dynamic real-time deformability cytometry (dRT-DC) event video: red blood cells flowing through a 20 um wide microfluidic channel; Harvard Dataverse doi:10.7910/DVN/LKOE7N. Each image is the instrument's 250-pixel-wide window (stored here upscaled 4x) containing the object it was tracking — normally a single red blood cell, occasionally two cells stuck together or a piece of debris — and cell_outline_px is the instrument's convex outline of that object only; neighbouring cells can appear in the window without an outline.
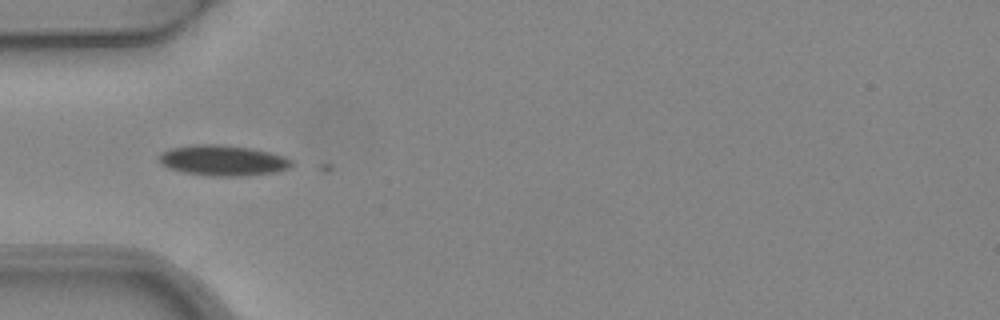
{"species": "common noctule bat (a hibernating species)", "species_latin": "Nyctalus noctula", "temperature_condition": "warm", "stored_images_in_passage": 5, "camera_frame_rate_fps": 3000, "um_per_image_px": 0.085, "animal": {"sex": "female", "body_mass_g": 24.6, "forearm_length_mm": 56.2}, "frame": {"image": 1, "passage_image": 3, "time_ms": 0.667, "image_size_px": [1000, 320], "cell_outline_px": [[292, 164], [288, 168], [280, 172], [236, 176], [212, 176], [184, 172], [168, 168], [160, 164], [160, 152], [172, 148], [196, 144], [220, 144], [248, 148], [268, 152], [284, 156], [292, 160]], "centroid_in_image_um": [18.94, 13.64], "position_along_channel_um": 66.1, "area_um2": 23.47}}
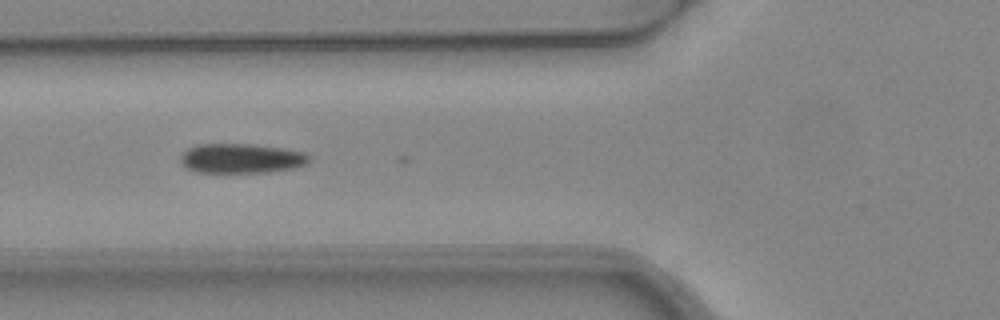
{"frame": {"image": 2, "passage_image": 4, "time_ms": 1.0, "image_size_px": [1000, 320], "cell_outline_px": [[312, 160], [308, 164], [296, 168], [268, 172], [196, 172], [188, 168], [180, 160], [180, 156], [188, 148], [196, 144], [248, 144], [284, 148], [304, 152]], "centroid_in_image_um": [20.55, 13.46], "position_along_channel_um": 105.2, "area_um2": 22.25}}
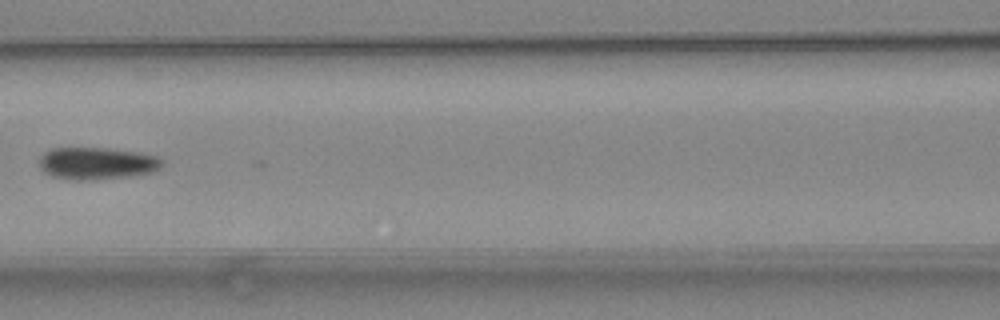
{"frame": {"image": 3, "passage_image": 5, "time_ms": 1.333, "image_size_px": [1000, 320], "cell_outline_px": [[164, 164], [160, 168], [152, 172], [128, 176], [84, 180], [72, 180], [52, 176], [44, 172], [40, 168], [40, 156], [48, 148], [108, 148], [140, 152], [156, 156]], "centroid_in_image_um": [8.2, 13.87], "position_along_channel_um": 158.4, "area_um2": 23.0}}